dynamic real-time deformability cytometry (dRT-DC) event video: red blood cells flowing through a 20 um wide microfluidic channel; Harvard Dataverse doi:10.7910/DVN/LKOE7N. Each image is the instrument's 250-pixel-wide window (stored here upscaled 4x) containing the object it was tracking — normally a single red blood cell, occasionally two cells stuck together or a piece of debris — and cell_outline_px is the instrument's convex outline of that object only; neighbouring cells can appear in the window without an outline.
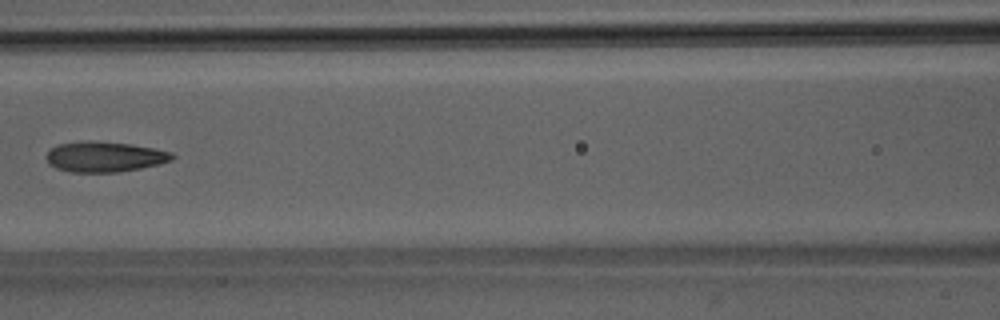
{"species": "Egyptian fruit bat (a non-hibernating species)", "species_latin": "Rousettus aegyptiacus", "temperature_condition": "room temperature", "stored_images_in_passage": 7, "camera_frame_rate_fps": 3000, "um_per_image_px": 0.085, "animal": {"sex": "male"}, "frame": {"image": 1, "passage_image": 7, "time_ms": 7.0, "image_size_px": [1000, 320], "cell_outline_px": [[176, 156], [172, 160], [160, 164], [140, 168], [116, 172], [72, 172], [56, 168], [48, 164], [44, 156], [52, 148], [60, 144], [84, 140], [132, 144], [172, 152]], "centroid_in_image_um": [8.88, 13.32], "position_along_channel_um": 157.7, "area_um2": 22.31}}